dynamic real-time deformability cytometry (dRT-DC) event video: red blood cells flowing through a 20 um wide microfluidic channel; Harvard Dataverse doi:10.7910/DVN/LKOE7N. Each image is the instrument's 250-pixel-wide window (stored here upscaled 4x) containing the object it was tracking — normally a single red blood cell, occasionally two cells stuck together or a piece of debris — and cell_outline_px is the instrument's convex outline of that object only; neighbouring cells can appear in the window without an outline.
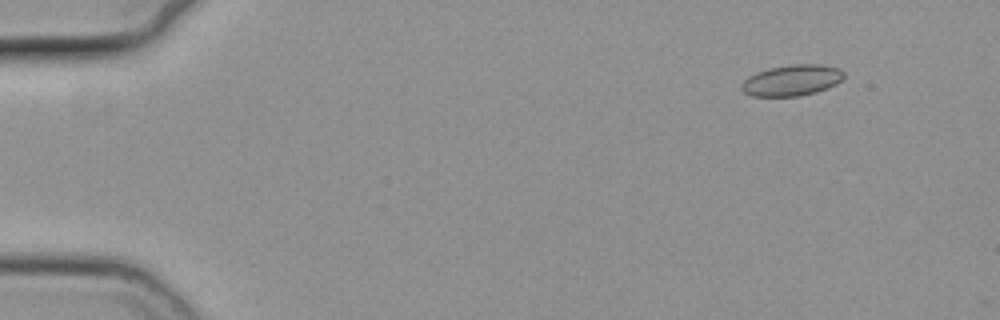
{"species": "common noctule bat (a hibernating species)", "species_latin": "Nyctalus noctula", "temperature_condition": "cold", "stored_images_in_passage": 54, "camera_frame_rate_fps": 3000, "um_per_image_px": 0.085, "animal": {"sex": "female", "body_mass_g": 19.3, "forearm_length_mm": 54.1}, "frame": {"image": 1, "passage_image": 4, "time_ms": 1.0, "image_size_px": [1000, 320], "cell_outline_px": [[844, 76], [836, 84], [828, 88], [816, 92], [800, 96], [752, 96], [744, 92], [740, 88], [740, 84], [748, 76], [756, 72], [768, 68], [792, 64], [820, 64], [840, 68], [844, 72]], "centroid_in_image_um": [67.3, 6.82], "position_along_channel_um": 17.7, "area_um2": 18.67}}
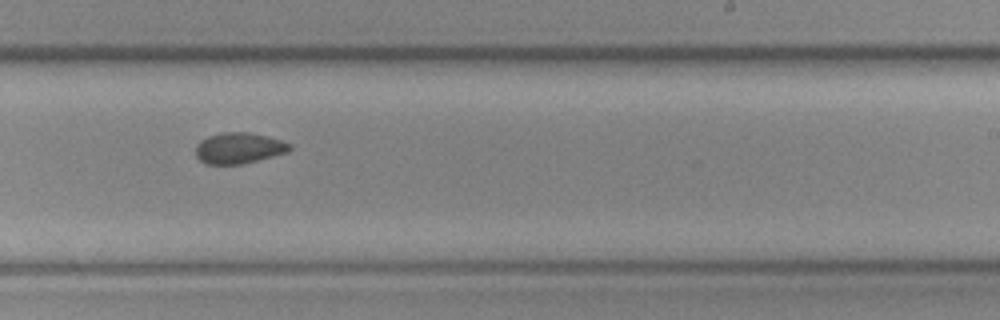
{"frame": {"image": 2, "passage_image": 33, "time_ms": 10.667, "image_size_px": [1000, 320], "cell_outline_px": [[292, 148], [288, 152], [240, 164], [204, 164], [196, 156], [196, 144], [200, 140], [208, 136], [224, 132], [248, 132], [280, 140], [292, 144]], "centroid_in_image_um": [20.27, 12.59], "position_along_channel_um": 268.7, "area_um2": 16.82}}
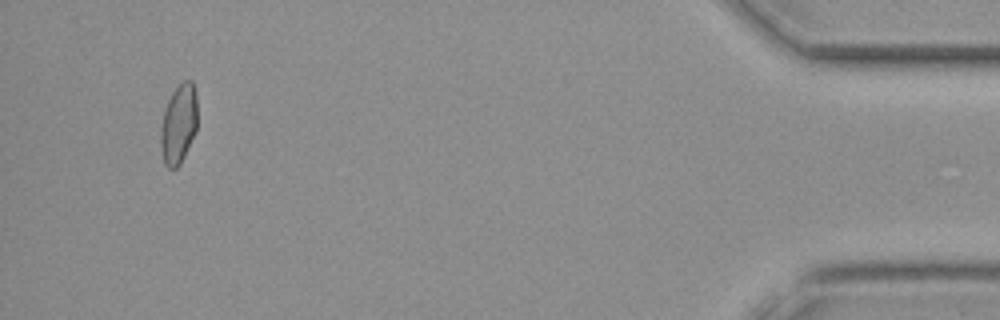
{"frame": {"image": 3, "passage_image": 51, "time_ms": 16.667, "image_size_px": [1000, 320], "cell_outline_px": [[196, 132], [180, 164], [176, 168], [168, 168], [164, 164], [160, 144], [160, 132], [164, 112], [168, 100], [172, 92], [184, 80], [192, 80], [196, 92]], "centroid_in_image_um": [15.18, 10.55], "position_along_channel_um": 420.0, "area_um2": 16.94}, "authors_computed_cell_mechanics": {"area_um2": 17.5134, "velocity_mm_per_s": 3.7815, "shape_relaxation_time_tau1_ms": null, "shape_relaxation_time_tau2_ms": 3.2842, "deformation_change_tau1": null, "deformation_change_tau2": 0.0632}}